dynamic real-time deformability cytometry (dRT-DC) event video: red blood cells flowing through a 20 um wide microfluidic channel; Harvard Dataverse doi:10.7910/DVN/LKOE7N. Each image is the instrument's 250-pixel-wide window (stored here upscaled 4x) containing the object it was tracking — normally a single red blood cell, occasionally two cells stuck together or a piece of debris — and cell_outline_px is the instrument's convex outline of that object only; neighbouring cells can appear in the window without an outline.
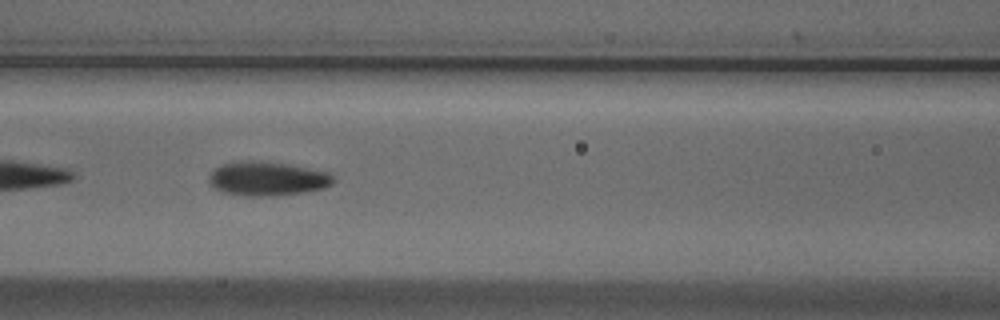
{"species": "Egyptian fruit bat (a non-hibernating species)", "species_latin": "Rousettus aegyptiacus", "temperature_condition": "cold", "stored_images_in_passage": 21, "camera_frame_rate_fps": 3000, "um_per_image_px": 0.085, "animal": {"sex": "male"}, "frame": {"image": 1, "passage_image": 12, "time_ms": 3.667, "image_size_px": [1000, 320], "cell_outline_px": [[336, 180], [332, 184], [324, 188], [276, 196], [248, 196], [220, 192], [208, 180], [208, 176], [220, 164], [284, 164], [328, 172]], "centroid_in_image_um": [22.75, 15.25], "position_along_channel_um": 143.9, "area_um2": 23.47}}
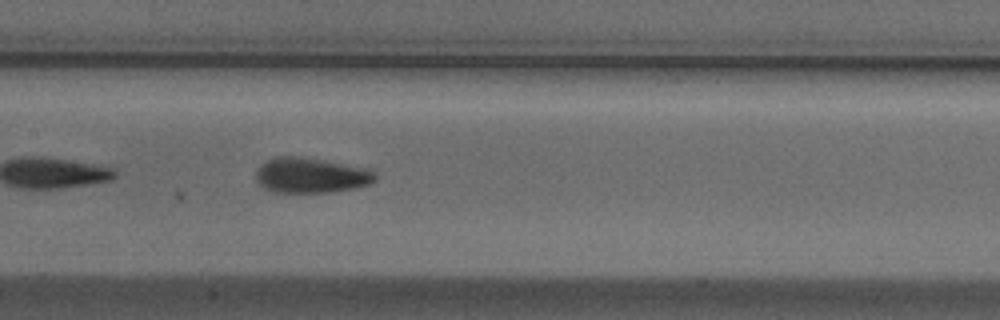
{"frame": {"image": 2, "passage_image": 15, "time_ms": 4.667, "image_size_px": [1000, 320], "cell_outline_px": [[376, 180], [368, 184], [356, 188], [332, 192], [272, 192], [264, 188], [256, 180], [256, 172], [260, 164], [276, 156], [292, 156], [320, 160], [368, 168], [376, 176]], "centroid_in_image_um": [26.4, 14.91], "position_along_channel_um": 181.0, "area_um2": 24.28}}